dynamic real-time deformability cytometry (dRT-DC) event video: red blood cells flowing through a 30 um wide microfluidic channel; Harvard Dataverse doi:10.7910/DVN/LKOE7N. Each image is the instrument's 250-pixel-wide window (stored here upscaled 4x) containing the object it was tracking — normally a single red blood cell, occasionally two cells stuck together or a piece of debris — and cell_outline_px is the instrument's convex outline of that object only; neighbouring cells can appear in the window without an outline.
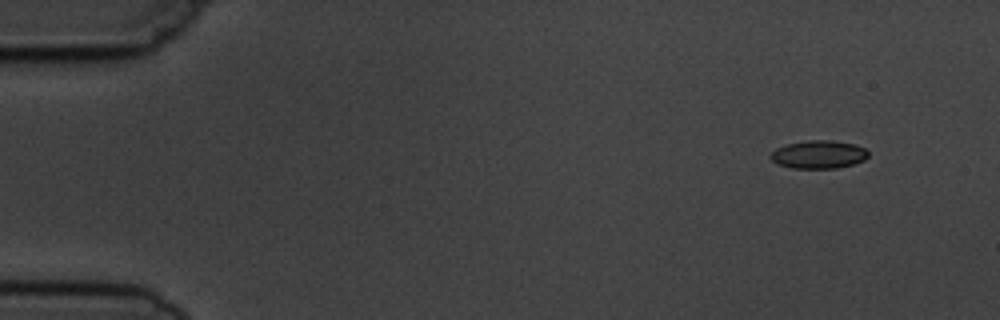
{"species": "common noctule bat (a hibernating species)", "species_latin": "Nyctalus noctula", "temperature_condition": "cold", "stored_images_in_passage": 10, "camera_frame_rate_fps": 3000, "um_per_image_px": 0.085, "animal": {"sex": "male", "body_mass_g": 19.5, "forearm_length_mm": 54.6}, "frame": {"image": 1, "passage_image": 1, "time_ms": 0.0, "image_size_px": [1000, 320], "cell_outline_px": [[868, 156], [864, 160], [852, 164], [836, 168], [792, 168], [776, 164], [768, 156], [776, 148], [788, 144], [808, 140], [828, 140], [856, 144], [864, 148], [868, 152]], "centroid_in_image_um": [69.56, 13.13], "position_along_channel_um": 15.4, "area_um2": 15.95}}
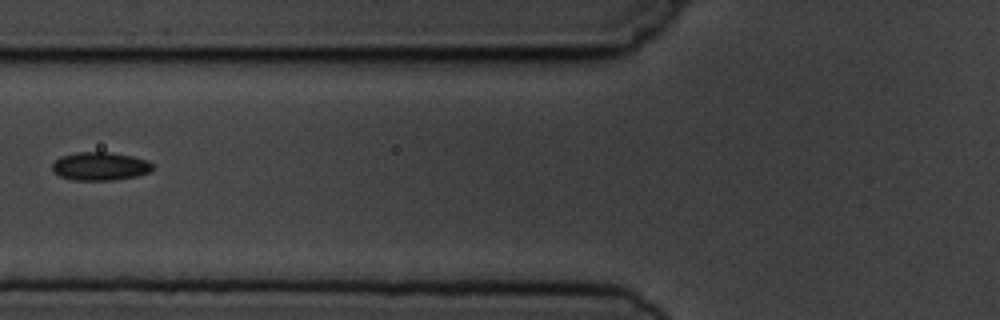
{"frame": {"image": 2, "passage_image": 6, "time_ms": 5.667, "image_size_px": [1000, 320], "cell_outline_px": [[152, 168], [148, 172], [136, 176], [112, 180], [72, 180], [60, 176], [52, 172], [52, 164], [60, 156], [76, 152], [108, 152], [132, 156], [148, 160], [152, 164]], "centroid_in_image_um": [8.47, 14.13], "position_along_channel_um": 117.3, "area_um2": 16.53}}
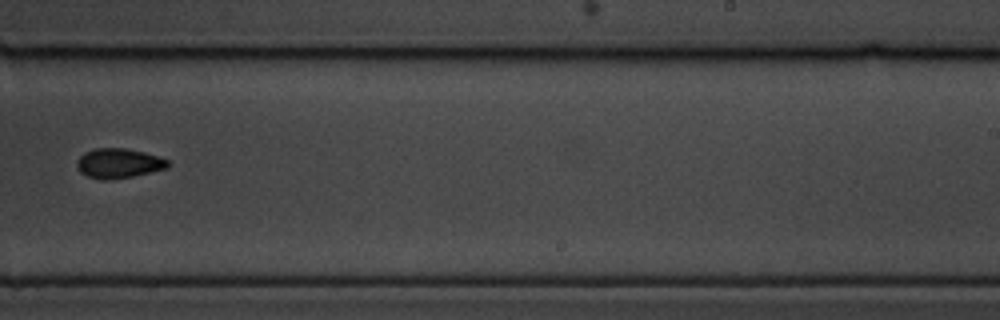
{"frame": {"image": 3, "passage_image": 10, "time_ms": 10.0, "image_size_px": [1000, 320], "cell_outline_px": [[168, 168], [132, 176], [108, 180], [100, 180], [88, 176], [80, 172], [76, 164], [80, 156], [84, 152], [96, 148], [124, 148], [144, 152], [160, 156], [168, 160]], "centroid_in_image_um": [10.08, 13.87], "position_along_channel_um": 278.9, "area_um2": 15.72}}